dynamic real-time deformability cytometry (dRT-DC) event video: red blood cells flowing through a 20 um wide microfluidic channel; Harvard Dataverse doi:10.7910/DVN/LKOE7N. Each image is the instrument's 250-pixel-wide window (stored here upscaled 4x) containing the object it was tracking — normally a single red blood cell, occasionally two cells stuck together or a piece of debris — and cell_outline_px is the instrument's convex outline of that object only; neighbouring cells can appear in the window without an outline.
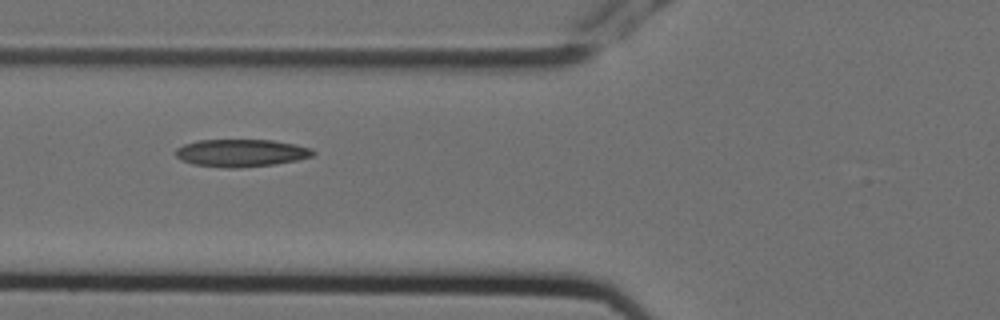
{"species": "Egyptian fruit bat (a non-hibernating species)", "species_latin": "Rousettus aegyptiacus", "temperature_condition": "cold", "stored_images_in_passage": 3, "camera_frame_rate_fps": 3000, "um_per_image_px": 0.085, "animal": {"sex": "female"}, "frame": {"image": 1, "passage_image": 2, "time_ms": 0.333, "image_size_px": [1000, 320], "cell_outline_px": [[316, 152], [312, 156], [296, 160], [276, 164], [240, 168], [220, 168], [192, 164], [180, 160], [176, 156], [176, 148], [184, 144], [200, 140], [272, 140], [296, 144], [312, 148]], "centroid_in_image_um": [20.49, 13.01], "position_along_channel_um": 105.3, "area_um2": 22.25}}
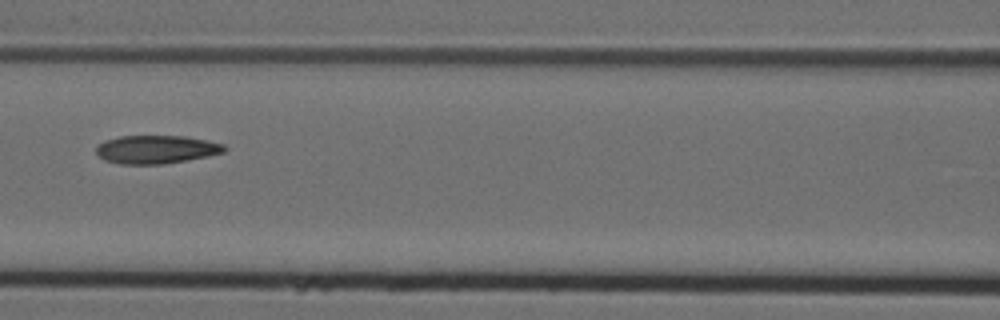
{"frame": {"image": 2, "passage_image": 3, "time_ms": 0.667, "image_size_px": [1000, 320], "cell_outline_px": [[228, 148], [224, 152], [208, 156], [164, 164], [120, 164], [104, 160], [96, 152], [96, 144], [104, 140], [120, 136], [184, 136], [208, 140], [224, 144]], "centroid_in_image_um": [13.28, 12.7], "position_along_channel_um": 153.3, "area_um2": 21.27}}